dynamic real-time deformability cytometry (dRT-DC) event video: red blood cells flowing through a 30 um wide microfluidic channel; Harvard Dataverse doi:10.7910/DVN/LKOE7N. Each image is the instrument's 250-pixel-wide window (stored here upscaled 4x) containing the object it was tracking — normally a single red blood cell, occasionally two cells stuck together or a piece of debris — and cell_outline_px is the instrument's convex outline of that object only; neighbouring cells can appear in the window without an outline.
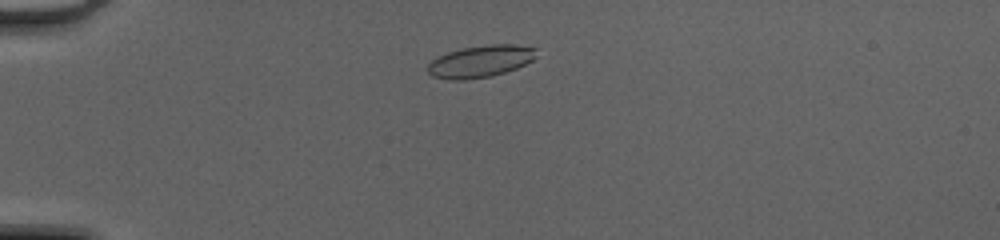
{"species": "common noctule bat (a hibernating species)", "species_latin": "Nyctalus noctula", "temperature_condition": "cold", "stored_images_in_passage": 42, "camera_frame_rate_fps": 3000, "um_per_image_px": 0.085, "animal": {"sex": "female", "body_mass_g": 20.0, "forearm_length_mm": 54.0}, "frame": {"image": 1, "passage_image": 6, "time_ms": 1.667, "image_size_px": [1000, 240], "cell_outline_px": [[536, 56], [532, 60], [516, 68], [492, 76], [464, 80], [448, 80], [432, 76], [428, 72], [428, 64], [436, 56], [460, 48], [492, 44], [516, 44], [536, 48]], "centroid_in_image_um": [40.81, 5.21], "position_along_channel_um": 44.2, "area_um2": 20.35}}
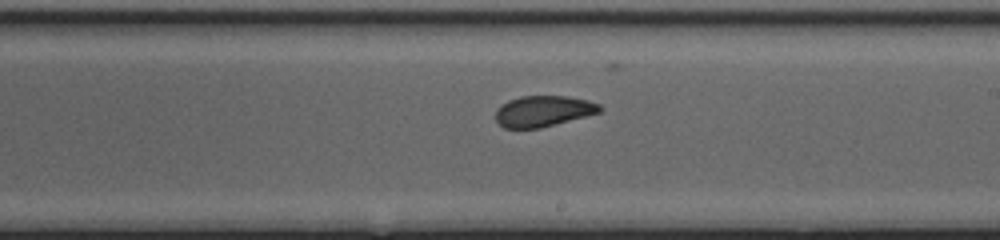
{"frame": {"image": 2, "passage_image": 23, "time_ms": 7.333, "image_size_px": [1000, 240], "cell_outline_px": [[604, 108], [600, 112], [540, 128], [504, 128], [496, 120], [496, 108], [500, 104], [508, 100], [520, 96], [568, 96], [588, 100], [600, 104]], "centroid_in_image_um": [46.17, 9.43], "position_along_channel_um": 242.8, "area_um2": 18.84}}
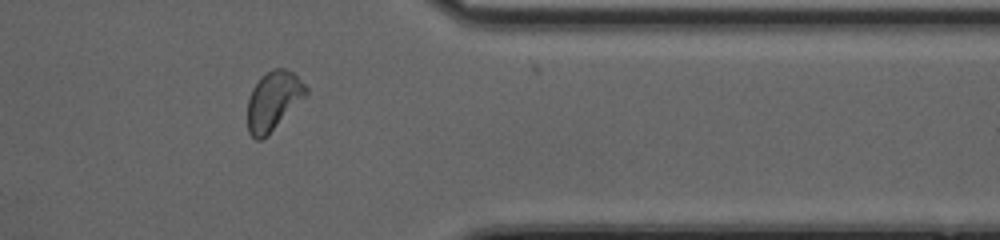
{"frame": {"image": 3, "passage_image": 34, "time_ms": 11.0, "image_size_px": [1000, 240], "cell_outline_px": [[308, 92], [260, 140], [256, 140], [248, 132], [248, 100], [252, 88], [260, 76], [276, 68], [284, 68], [292, 72], [308, 88]], "centroid_in_image_um": [23.19, 8.51], "position_along_channel_um": 388.2, "area_um2": 19.13}, "authors_computed_cell_mechanics": {"area_um2": 19.5653, "velocity_mm_per_s": 4.2053, "shape_relaxation_time_tau1_ms": 4.6017, "shape_relaxation_time_tau2_ms": 1.7629, "deformation_change_tau1": 0.1229, "deformation_change_tau2": 0.0689}}